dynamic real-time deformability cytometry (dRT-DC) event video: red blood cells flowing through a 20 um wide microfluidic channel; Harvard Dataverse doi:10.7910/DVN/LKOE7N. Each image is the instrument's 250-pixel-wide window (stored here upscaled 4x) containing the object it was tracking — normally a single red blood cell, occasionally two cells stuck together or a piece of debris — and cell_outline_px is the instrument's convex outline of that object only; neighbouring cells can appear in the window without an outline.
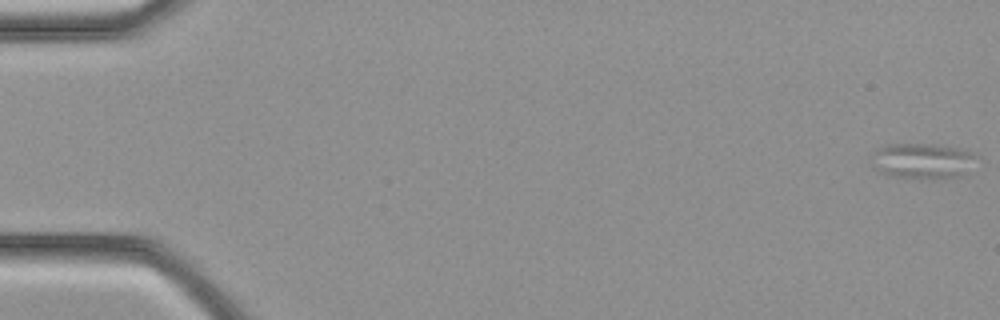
{"species": "common noctule bat (a hibernating species)", "species_latin": "Nyctalus noctula", "temperature_condition": "cold", "stored_images_in_passage": 14, "camera_frame_rate_fps": 3000, "um_per_image_px": 0.085, "animal": {"sex": "female", "body_mass_g": 21.9}, "frame": {"image": 1, "passage_image": 1, "time_ms": 0.0, "image_size_px": [1000, 320], "cell_outline_px": [[976, 156], [960, 176], [888, 176], [872, 168], [872, 152], [884, 144], [936, 144], [968, 148]], "centroid_in_image_um": [78.32, 13.6], "position_along_channel_um": 6.7, "area_um2": 21.15}}
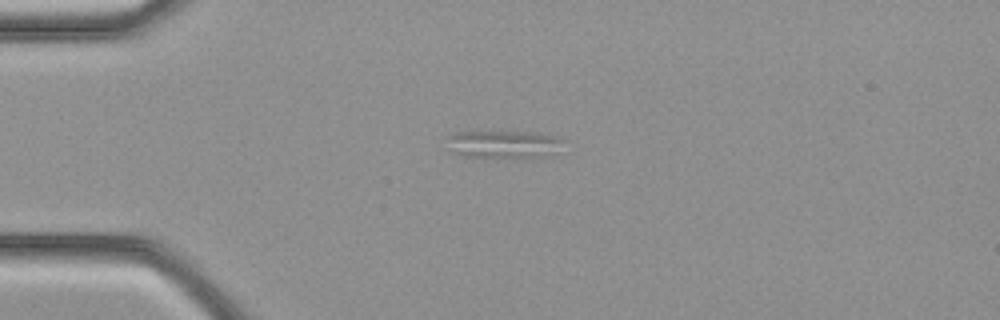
{"frame": {"image": 2, "passage_image": 10, "time_ms": 3.0, "image_size_px": [1000, 320], "cell_outline_px": [[568, 140], [552, 152], [536, 156], [464, 156], [456, 152], [448, 136], [456, 132], [536, 132], [556, 136]], "centroid_in_image_um": [42.89, 12.21], "position_along_channel_um": 42.1, "area_um2": 17.69}}
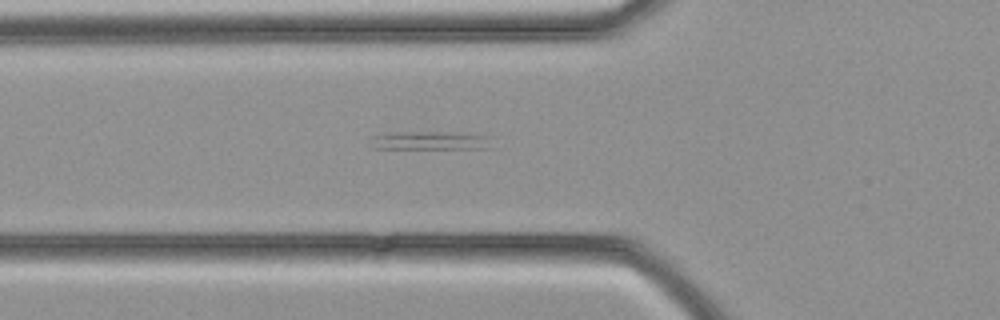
{"frame": {"image": 3, "passage_image": 14, "time_ms": 4.333, "image_size_px": [1000, 320], "cell_outline_px": [[492, 136], [488, 148], [376, 148], [372, 136], [400, 132], [464, 132]], "centroid_in_image_um": [36.72, 11.93], "position_along_channel_um": 89.1, "area_um2": 12.72}}